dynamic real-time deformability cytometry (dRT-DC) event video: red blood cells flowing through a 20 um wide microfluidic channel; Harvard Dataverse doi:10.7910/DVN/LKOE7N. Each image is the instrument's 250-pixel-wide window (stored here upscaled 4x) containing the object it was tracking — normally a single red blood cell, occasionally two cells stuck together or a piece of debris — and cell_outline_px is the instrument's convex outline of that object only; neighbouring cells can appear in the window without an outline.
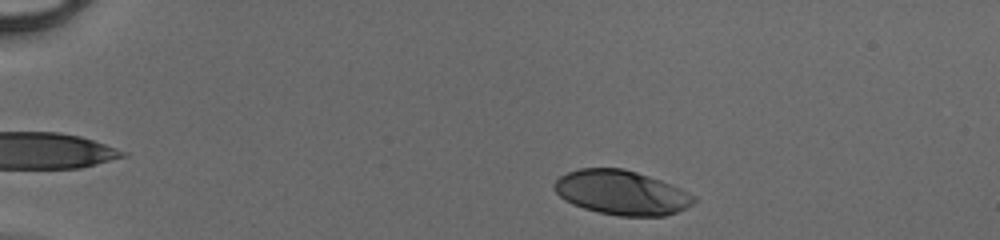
{"species": "human", "species_latin": "Homo sapiens", "temperature_condition": "cold", "stored_images_in_passage": 36, "camera_frame_rate_fps": 3000, "um_per_image_px": 0.085, "donor": {"sex": "male"}, "frame": {"image": 1, "passage_image": 3, "time_ms": 0.667, "image_size_px": [1000, 240], "cell_outline_px": [[696, 200], [692, 204], [676, 212], [664, 216], [620, 216], [600, 212], [584, 208], [572, 204], [564, 200], [552, 188], [552, 184], [560, 176], [568, 172], [580, 168], [624, 168], [660, 180], [680, 188], [696, 196]], "centroid_in_image_um": [52.8, 16.37], "position_along_channel_um": 32.2, "area_um2": 36.01}}
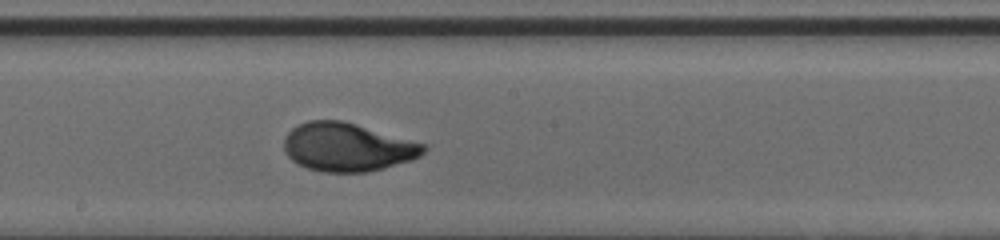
{"frame": {"image": 2, "passage_image": 22, "time_ms": 7.0, "image_size_px": [1000, 240], "cell_outline_px": [[428, 148], [420, 156], [412, 160], [368, 172], [324, 172], [308, 168], [292, 160], [288, 156], [284, 148], [284, 140], [288, 132], [292, 128], [308, 120], [340, 120], [356, 124], [428, 144]], "centroid_in_image_um": [29.57, 12.5], "position_along_channel_um": 218.6, "area_um2": 39.36}}
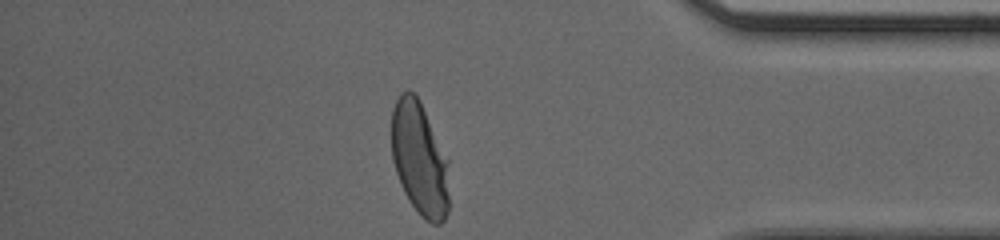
{"frame": {"image": 3, "passage_image": 36, "time_ms": 11.667, "image_size_px": [1000, 240], "cell_outline_px": [[448, 212], [444, 220], [440, 224], [432, 224], [420, 216], [408, 200], [400, 184], [392, 160], [392, 108], [400, 92], [408, 88], [420, 100], [448, 160]], "centroid_in_image_um": [35.65, 13.5], "position_along_channel_um": 399.5, "area_um2": 38.32}}